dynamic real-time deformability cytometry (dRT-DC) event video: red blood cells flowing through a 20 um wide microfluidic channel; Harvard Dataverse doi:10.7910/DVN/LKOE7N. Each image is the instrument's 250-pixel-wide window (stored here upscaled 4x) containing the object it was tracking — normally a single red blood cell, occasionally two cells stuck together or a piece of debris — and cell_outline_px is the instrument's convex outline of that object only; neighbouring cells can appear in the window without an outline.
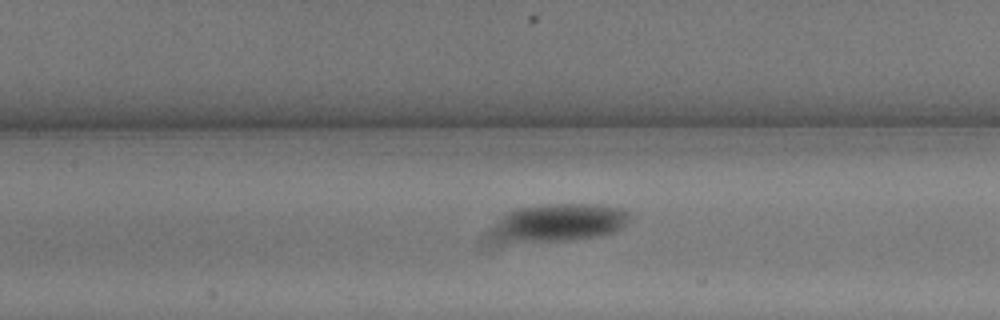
{"species": "common noctule bat (a hibernating species)", "species_latin": "Nyctalus noctula", "temperature_condition": "warm", "stored_images_in_passage": 10, "camera_frame_rate_fps": 3000, "um_per_image_px": 0.085, "animal": {"sex": "male", "body_mass_g": 13.3}, "frame": {"image": 1, "passage_image": 9, "time_ms": 2.667, "image_size_px": [1000, 320], "cell_outline_px": [[628, 220], [616, 232], [600, 236], [572, 240], [500, 248], [488, 244], [480, 240], [480, 232], [484, 228], [508, 212], [516, 208], [548, 204], [592, 204], [620, 208], [628, 212]], "centroid_in_image_um": [47.0, 19.07], "position_along_channel_um": 160.4, "area_um2": 33.81}}